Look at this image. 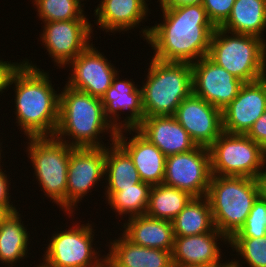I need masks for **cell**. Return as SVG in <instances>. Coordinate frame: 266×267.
Wrapping results in <instances>:
<instances>
[{
	"instance_id": "6da1fadb",
	"label": "cell",
	"mask_w": 266,
	"mask_h": 267,
	"mask_svg": "<svg viewBox=\"0 0 266 267\" xmlns=\"http://www.w3.org/2000/svg\"><path fill=\"white\" fill-rule=\"evenodd\" d=\"M163 22L142 28L153 58L164 62L193 63L208 55L216 29L203 4L161 9Z\"/></svg>"
},
{
	"instance_id": "7a4b0ae2",
	"label": "cell",
	"mask_w": 266,
	"mask_h": 267,
	"mask_svg": "<svg viewBox=\"0 0 266 267\" xmlns=\"http://www.w3.org/2000/svg\"><path fill=\"white\" fill-rule=\"evenodd\" d=\"M49 72L24 59L12 74L9 87H15L17 126L28 137H54L59 118L60 93L55 91Z\"/></svg>"
},
{
	"instance_id": "3957f363",
	"label": "cell",
	"mask_w": 266,
	"mask_h": 267,
	"mask_svg": "<svg viewBox=\"0 0 266 267\" xmlns=\"http://www.w3.org/2000/svg\"><path fill=\"white\" fill-rule=\"evenodd\" d=\"M64 87L54 137L74 148L106 147L100 134L110 132V141L114 142L117 132L104 116L102 100L66 84Z\"/></svg>"
},
{
	"instance_id": "277c9868",
	"label": "cell",
	"mask_w": 266,
	"mask_h": 267,
	"mask_svg": "<svg viewBox=\"0 0 266 267\" xmlns=\"http://www.w3.org/2000/svg\"><path fill=\"white\" fill-rule=\"evenodd\" d=\"M147 80L142 84L144 117L174 116L192 92V66L187 62H164L152 57Z\"/></svg>"
},
{
	"instance_id": "5b68a950",
	"label": "cell",
	"mask_w": 266,
	"mask_h": 267,
	"mask_svg": "<svg viewBox=\"0 0 266 267\" xmlns=\"http://www.w3.org/2000/svg\"><path fill=\"white\" fill-rule=\"evenodd\" d=\"M258 197L255 178L212 174L207 198L215 228L230 239L244 225Z\"/></svg>"
},
{
	"instance_id": "8992f818",
	"label": "cell",
	"mask_w": 266,
	"mask_h": 267,
	"mask_svg": "<svg viewBox=\"0 0 266 267\" xmlns=\"http://www.w3.org/2000/svg\"><path fill=\"white\" fill-rule=\"evenodd\" d=\"M265 41L216 27L207 56L242 82H254L266 76Z\"/></svg>"
},
{
	"instance_id": "52a82bcc",
	"label": "cell",
	"mask_w": 266,
	"mask_h": 267,
	"mask_svg": "<svg viewBox=\"0 0 266 267\" xmlns=\"http://www.w3.org/2000/svg\"><path fill=\"white\" fill-rule=\"evenodd\" d=\"M28 158L44 196L49 197L66 214L67 172L74 147L55 137H28Z\"/></svg>"
},
{
	"instance_id": "ba28073f",
	"label": "cell",
	"mask_w": 266,
	"mask_h": 267,
	"mask_svg": "<svg viewBox=\"0 0 266 267\" xmlns=\"http://www.w3.org/2000/svg\"><path fill=\"white\" fill-rule=\"evenodd\" d=\"M208 149L213 175L256 179L266 165V151L246 134L222 132Z\"/></svg>"
},
{
	"instance_id": "9c48e42d",
	"label": "cell",
	"mask_w": 266,
	"mask_h": 267,
	"mask_svg": "<svg viewBox=\"0 0 266 267\" xmlns=\"http://www.w3.org/2000/svg\"><path fill=\"white\" fill-rule=\"evenodd\" d=\"M91 225L88 221L54 232L40 264L44 267H104L106 255L100 256L93 248L95 233Z\"/></svg>"
},
{
	"instance_id": "30bf717a",
	"label": "cell",
	"mask_w": 266,
	"mask_h": 267,
	"mask_svg": "<svg viewBox=\"0 0 266 267\" xmlns=\"http://www.w3.org/2000/svg\"><path fill=\"white\" fill-rule=\"evenodd\" d=\"M210 152L197 146L186 153L166 157L163 184L190 193L193 197L207 196L211 180Z\"/></svg>"
},
{
	"instance_id": "8fae6325",
	"label": "cell",
	"mask_w": 266,
	"mask_h": 267,
	"mask_svg": "<svg viewBox=\"0 0 266 267\" xmlns=\"http://www.w3.org/2000/svg\"><path fill=\"white\" fill-rule=\"evenodd\" d=\"M92 28L88 19L51 21L39 37L55 65L64 68L91 44Z\"/></svg>"
},
{
	"instance_id": "7c38bea8",
	"label": "cell",
	"mask_w": 266,
	"mask_h": 267,
	"mask_svg": "<svg viewBox=\"0 0 266 267\" xmlns=\"http://www.w3.org/2000/svg\"><path fill=\"white\" fill-rule=\"evenodd\" d=\"M104 176L105 147L74 148L70 153L67 172L66 213L73 216L77 203Z\"/></svg>"
},
{
	"instance_id": "4fadbf2b",
	"label": "cell",
	"mask_w": 266,
	"mask_h": 267,
	"mask_svg": "<svg viewBox=\"0 0 266 267\" xmlns=\"http://www.w3.org/2000/svg\"><path fill=\"white\" fill-rule=\"evenodd\" d=\"M191 66L193 93L221 111L237 97L244 84L208 56Z\"/></svg>"
},
{
	"instance_id": "5bb4252c",
	"label": "cell",
	"mask_w": 266,
	"mask_h": 267,
	"mask_svg": "<svg viewBox=\"0 0 266 267\" xmlns=\"http://www.w3.org/2000/svg\"><path fill=\"white\" fill-rule=\"evenodd\" d=\"M68 66L73 69L66 85L100 99L119 72L92 43Z\"/></svg>"
},
{
	"instance_id": "9a60e30c",
	"label": "cell",
	"mask_w": 266,
	"mask_h": 267,
	"mask_svg": "<svg viewBox=\"0 0 266 267\" xmlns=\"http://www.w3.org/2000/svg\"><path fill=\"white\" fill-rule=\"evenodd\" d=\"M174 117L197 146L209 148L223 132L222 111L193 92L180 103Z\"/></svg>"
},
{
	"instance_id": "2e32d148",
	"label": "cell",
	"mask_w": 266,
	"mask_h": 267,
	"mask_svg": "<svg viewBox=\"0 0 266 267\" xmlns=\"http://www.w3.org/2000/svg\"><path fill=\"white\" fill-rule=\"evenodd\" d=\"M266 111V76L244 83L237 97L222 110L223 132L246 134Z\"/></svg>"
},
{
	"instance_id": "e0dca14e",
	"label": "cell",
	"mask_w": 266,
	"mask_h": 267,
	"mask_svg": "<svg viewBox=\"0 0 266 267\" xmlns=\"http://www.w3.org/2000/svg\"><path fill=\"white\" fill-rule=\"evenodd\" d=\"M131 80L125 78L120 81L117 73L112 85L101 98L104 116L116 132L135 130L141 125L144 118L141 86L138 88ZM123 110H128L130 114L120 122L119 112Z\"/></svg>"
},
{
	"instance_id": "ac0fdd59",
	"label": "cell",
	"mask_w": 266,
	"mask_h": 267,
	"mask_svg": "<svg viewBox=\"0 0 266 267\" xmlns=\"http://www.w3.org/2000/svg\"><path fill=\"white\" fill-rule=\"evenodd\" d=\"M220 240L229 242L216 228L200 235L175 236L171 252L173 267H229L230 260L221 263Z\"/></svg>"
},
{
	"instance_id": "d6986e66",
	"label": "cell",
	"mask_w": 266,
	"mask_h": 267,
	"mask_svg": "<svg viewBox=\"0 0 266 267\" xmlns=\"http://www.w3.org/2000/svg\"><path fill=\"white\" fill-rule=\"evenodd\" d=\"M127 131L129 134H135L129 140L128 137H125ZM115 141L131 157L142 182L151 186L163 184L166 156L155 145L136 129L117 132Z\"/></svg>"
},
{
	"instance_id": "ffe728a7",
	"label": "cell",
	"mask_w": 266,
	"mask_h": 267,
	"mask_svg": "<svg viewBox=\"0 0 266 267\" xmlns=\"http://www.w3.org/2000/svg\"><path fill=\"white\" fill-rule=\"evenodd\" d=\"M136 130L166 157L186 153L197 147L174 116L144 117Z\"/></svg>"
},
{
	"instance_id": "44dd1931",
	"label": "cell",
	"mask_w": 266,
	"mask_h": 267,
	"mask_svg": "<svg viewBox=\"0 0 266 267\" xmlns=\"http://www.w3.org/2000/svg\"><path fill=\"white\" fill-rule=\"evenodd\" d=\"M112 241L104 267H173L172 251L133 244L122 233Z\"/></svg>"
},
{
	"instance_id": "7402d4cb",
	"label": "cell",
	"mask_w": 266,
	"mask_h": 267,
	"mask_svg": "<svg viewBox=\"0 0 266 267\" xmlns=\"http://www.w3.org/2000/svg\"><path fill=\"white\" fill-rule=\"evenodd\" d=\"M147 0H101L94 10L96 25L106 32L129 31L148 16ZM138 25V26H137Z\"/></svg>"
},
{
	"instance_id": "603a6c76",
	"label": "cell",
	"mask_w": 266,
	"mask_h": 267,
	"mask_svg": "<svg viewBox=\"0 0 266 267\" xmlns=\"http://www.w3.org/2000/svg\"><path fill=\"white\" fill-rule=\"evenodd\" d=\"M123 223V235L133 244L172 251L174 245L173 223L152 218L146 214L128 217Z\"/></svg>"
},
{
	"instance_id": "cb8c5ba5",
	"label": "cell",
	"mask_w": 266,
	"mask_h": 267,
	"mask_svg": "<svg viewBox=\"0 0 266 267\" xmlns=\"http://www.w3.org/2000/svg\"><path fill=\"white\" fill-rule=\"evenodd\" d=\"M220 28L263 39L266 29V0H236L230 16Z\"/></svg>"
},
{
	"instance_id": "d4e9b609",
	"label": "cell",
	"mask_w": 266,
	"mask_h": 267,
	"mask_svg": "<svg viewBox=\"0 0 266 267\" xmlns=\"http://www.w3.org/2000/svg\"><path fill=\"white\" fill-rule=\"evenodd\" d=\"M107 147H105V178L102 179L107 180L105 191H122L123 188L142 182L129 154L116 141Z\"/></svg>"
},
{
	"instance_id": "484cf974",
	"label": "cell",
	"mask_w": 266,
	"mask_h": 267,
	"mask_svg": "<svg viewBox=\"0 0 266 267\" xmlns=\"http://www.w3.org/2000/svg\"><path fill=\"white\" fill-rule=\"evenodd\" d=\"M20 215L18 210L14 211L0 224V261L9 267L15 266L28 254L30 233Z\"/></svg>"
},
{
	"instance_id": "4316f807",
	"label": "cell",
	"mask_w": 266,
	"mask_h": 267,
	"mask_svg": "<svg viewBox=\"0 0 266 267\" xmlns=\"http://www.w3.org/2000/svg\"><path fill=\"white\" fill-rule=\"evenodd\" d=\"M174 236H191L215 229L207 196L193 197L172 221Z\"/></svg>"
},
{
	"instance_id": "83f0119b",
	"label": "cell",
	"mask_w": 266,
	"mask_h": 267,
	"mask_svg": "<svg viewBox=\"0 0 266 267\" xmlns=\"http://www.w3.org/2000/svg\"><path fill=\"white\" fill-rule=\"evenodd\" d=\"M192 198L193 196L184 190L164 184L154 185L150 189L145 214L152 218L172 222Z\"/></svg>"
},
{
	"instance_id": "f1b7e54d",
	"label": "cell",
	"mask_w": 266,
	"mask_h": 267,
	"mask_svg": "<svg viewBox=\"0 0 266 267\" xmlns=\"http://www.w3.org/2000/svg\"><path fill=\"white\" fill-rule=\"evenodd\" d=\"M151 187L148 183L140 182L122 191H105V200L120 216L143 215L147 211Z\"/></svg>"
},
{
	"instance_id": "f546056e",
	"label": "cell",
	"mask_w": 266,
	"mask_h": 267,
	"mask_svg": "<svg viewBox=\"0 0 266 267\" xmlns=\"http://www.w3.org/2000/svg\"><path fill=\"white\" fill-rule=\"evenodd\" d=\"M82 0H33L37 15L43 23L51 21H67L88 19L84 12Z\"/></svg>"
},
{
	"instance_id": "4dcf8cb0",
	"label": "cell",
	"mask_w": 266,
	"mask_h": 267,
	"mask_svg": "<svg viewBox=\"0 0 266 267\" xmlns=\"http://www.w3.org/2000/svg\"><path fill=\"white\" fill-rule=\"evenodd\" d=\"M243 258L241 263H247L249 267H266V236L231 237L227 243Z\"/></svg>"
},
{
	"instance_id": "1f68e13d",
	"label": "cell",
	"mask_w": 266,
	"mask_h": 267,
	"mask_svg": "<svg viewBox=\"0 0 266 267\" xmlns=\"http://www.w3.org/2000/svg\"><path fill=\"white\" fill-rule=\"evenodd\" d=\"M266 236V201L260 196L254 202L244 225L232 237Z\"/></svg>"
},
{
	"instance_id": "d6a6232c",
	"label": "cell",
	"mask_w": 266,
	"mask_h": 267,
	"mask_svg": "<svg viewBox=\"0 0 266 267\" xmlns=\"http://www.w3.org/2000/svg\"><path fill=\"white\" fill-rule=\"evenodd\" d=\"M236 0H204L203 7L209 20L215 27H220L230 16Z\"/></svg>"
},
{
	"instance_id": "836d02e7",
	"label": "cell",
	"mask_w": 266,
	"mask_h": 267,
	"mask_svg": "<svg viewBox=\"0 0 266 267\" xmlns=\"http://www.w3.org/2000/svg\"><path fill=\"white\" fill-rule=\"evenodd\" d=\"M246 135L266 151V111L256 120Z\"/></svg>"
},
{
	"instance_id": "e575fe53",
	"label": "cell",
	"mask_w": 266,
	"mask_h": 267,
	"mask_svg": "<svg viewBox=\"0 0 266 267\" xmlns=\"http://www.w3.org/2000/svg\"><path fill=\"white\" fill-rule=\"evenodd\" d=\"M23 63V61L20 63L11 61H3L0 60V93H3L9 88V82L11 79L12 74L19 68V66Z\"/></svg>"
},
{
	"instance_id": "d590c367",
	"label": "cell",
	"mask_w": 266,
	"mask_h": 267,
	"mask_svg": "<svg viewBox=\"0 0 266 267\" xmlns=\"http://www.w3.org/2000/svg\"><path fill=\"white\" fill-rule=\"evenodd\" d=\"M2 165L0 166V204H12L10 203L11 199L9 196V185L11 182L9 181V177L6 175V170L2 171ZM10 182V183H9Z\"/></svg>"
},
{
	"instance_id": "8d00e7d4",
	"label": "cell",
	"mask_w": 266,
	"mask_h": 267,
	"mask_svg": "<svg viewBox=\"0 0 266 267\" xmlns=\"http://www.w3.org/2000/svg\"><path fill=\"white\" fill-rule=\"evenodd\" d=\"M160 3V9H171L176 7H182L187 5L203 4L204 0H158Z\"/></svg>"
},
{
	"instance_id": "74e56055",
	"label": "cell",
	"mask_w": 266,
	"mask_h": 267,
	"mask_svg": "<svg viewBox=\"0 0 266 267\" xmlns=\"http://www.w3.org/2000/svg\"><path fill=\"white\" fill-rule=\"evenodd\" d=\"M265 168V169H264ZM259 187V196L266 201V166L264 165L262 171L256 178Z\"/></svg>"
},
{
	"instance_id": "f35d334b",
	"label": "cell",
	"mask_w": 266,
	"mask_h": 267,
	"mask_svg": "<svg viewBox=\"0 0 266 267\" xmlns=\"http://www.w3.org/2000/svg\"><path fill=\"white\" fill-rule=\"evenodd\" d=\"M14 211H17V209L13 204H0V224L3 223Z\"/></svg>"
},
{
	"instance_id": "ab89813d",
	"label": "cell",
	"mask_w": 266,
	"mask_h": 267,
	"mask_svg": "<svg viewBox=\"0 0 266 267\" xmlns=\"http://www.w3.org/2000/svg\"><path fill=\"white\" fill-rule=\"evenodd\" d=\"M233 260H235V259H232L230 262H229V267H243L242 265H241V263H239V261L240 260H235V261H233ZM241 265V266H240Z\"/></svg>"
},
{
	"instance_id": "60d3db41",
	"label": "cell",
	"mask_w": 266,
	"mask_h": 267,
	"mask_svg": "<svg viewBox=\"0 0 266 267\" xmlns=\"http://www.w3.org/2000/svg\"><path fill=\"white\" fill-rule=\"evenodd\" d=\"M2 143H0V148L2 147L1 146ZM1 152H2V148L0 149V163H1ZM1 165V164H0Z\"/></svg>"
},
{
	"instance_id": "b9f144b4",
	"label": "cell",
	"mask_w": 266,
	"mask_h": 267,
	"mask_svg": "<svg viewBox=\"0 0 266 267\" xmlns=\"http://www.w3.org/2000/svg\"><path fill=\"white\" fill-rule=\"evenodd\" d=\"M36 267H44V266H42L41 264H39L38 266L37 265H35Z\"/></svg>"
}]
</instances>
